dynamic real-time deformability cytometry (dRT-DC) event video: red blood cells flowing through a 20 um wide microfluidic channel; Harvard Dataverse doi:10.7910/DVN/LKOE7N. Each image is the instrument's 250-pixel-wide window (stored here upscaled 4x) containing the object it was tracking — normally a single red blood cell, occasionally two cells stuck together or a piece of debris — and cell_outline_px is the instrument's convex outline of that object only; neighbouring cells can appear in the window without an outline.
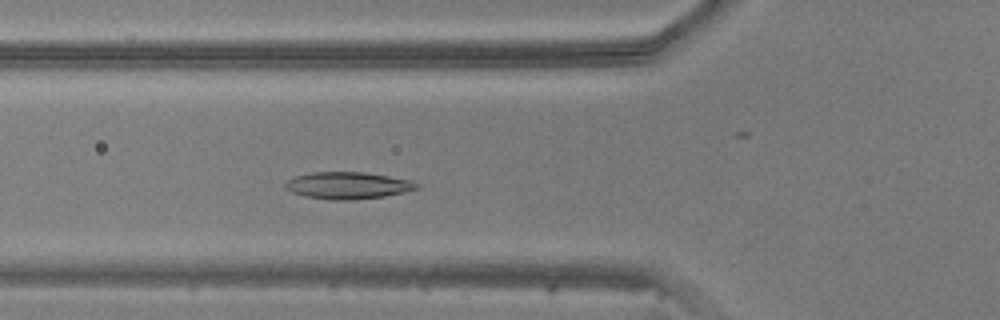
{"species": "common noctule bat (a hibernating species)", "species_latin": "Nyctalus noctula", "temperature_condition": "warm", "stored_images_in_passage": 46, "camera_frame_rate_fps": 3000, "um_per_image_px": 0.085, "animal": {"sex": "male", "body_mass_g": 20.5, "forearm_length_mm": 52.5}, "frame": {"image": 1, "passage_image": 15, "time_ms": 4.667, "image_size_px": [1000, 320], "cell_outline_px": [[420, 188], [404, 192], [384, 196], [348, 200], [328, 200], [304, 196], [292, 192], [284, 188], [284, 184], [288, 180], [296, 176], [312, 172], [364, 172], [412, 180], [420, 184]], "centroid_in_image_um": [29.57, 15.76], "position_along_channel_um": 96.2, "area_um2": 20.69}}
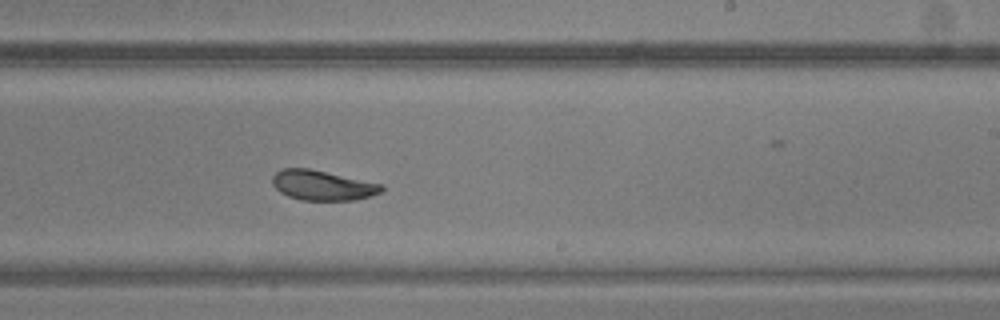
{"frame": {"image": 2, "passage_image": 27, "time_ms": 8.667, "image_size_px": [1000, 320], "cell_outline_px": [[384, 188], [380, 192], [356, 200], [300, 200], [288, 196], [280, 192], [272, 184], [272, 176], [276, 172], [284, 168], [308, 168], [384, 184]], "centroid_in_image_um": [27.4, 15.75], "position_along_channel_um": 261.6, "area_um2": 19.02}}
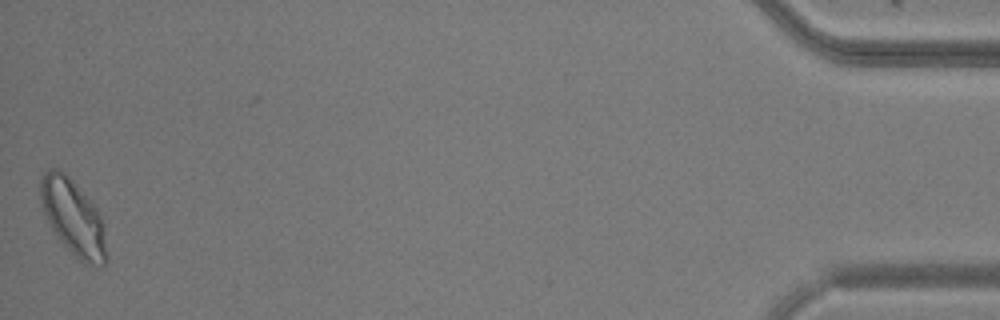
{"frame": {"image": 3, "passage_image": 46, "time_ms": 15.0, "image_size_px": [1000, 320], "cell_outline_px": [[108, 264], [84, 264], [56, 236], [44, 212], [40, 200], [40, 180], [44, 172], [48, 168], [56, 168], [64, 172], [72, 180], [96, 208], [104, 224], [108, 256]], "centroid_in_image_um": [6.24, 18.49], "position_along_channel_um": 429.0, "area_um2": 28.96}}